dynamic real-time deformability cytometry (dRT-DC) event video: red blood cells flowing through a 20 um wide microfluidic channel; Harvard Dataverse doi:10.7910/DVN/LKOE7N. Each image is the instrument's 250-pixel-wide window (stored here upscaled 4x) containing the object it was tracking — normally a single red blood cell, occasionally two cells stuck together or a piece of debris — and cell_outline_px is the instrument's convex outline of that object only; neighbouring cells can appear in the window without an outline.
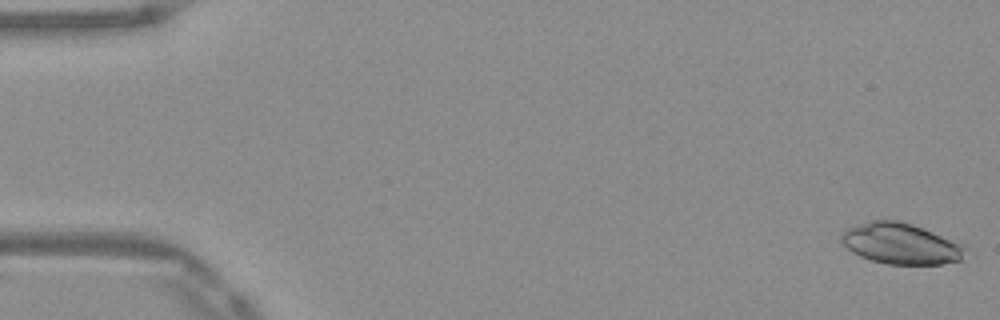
{"species": "Egyptian fruit bat (a non-hibernating species)", "species_latin": "Rousettus aegyptiacus", "temperature_condition": "warm", "stored_images_in_passage": 15, "camera_frame_rate_fps": 3000, "um_per_image_px": 0.085, "frame": {"image": 1, "passage_image": 1, "time_ms": 0.0, "image_size_px": [1000, 320], "cell_outline_px": [[968, 248], [964, 260], [940, 264], [888, 264], [872, 260], [860, 256], [852, 252], [840, 240], [840, 232], [848, 228], [872, 220], [896, 220], [912, 224]], "centroid_in_image_um": [76.55, 20.72], "position_along_channel_um": 8.5, "area_um2": 29.19}}